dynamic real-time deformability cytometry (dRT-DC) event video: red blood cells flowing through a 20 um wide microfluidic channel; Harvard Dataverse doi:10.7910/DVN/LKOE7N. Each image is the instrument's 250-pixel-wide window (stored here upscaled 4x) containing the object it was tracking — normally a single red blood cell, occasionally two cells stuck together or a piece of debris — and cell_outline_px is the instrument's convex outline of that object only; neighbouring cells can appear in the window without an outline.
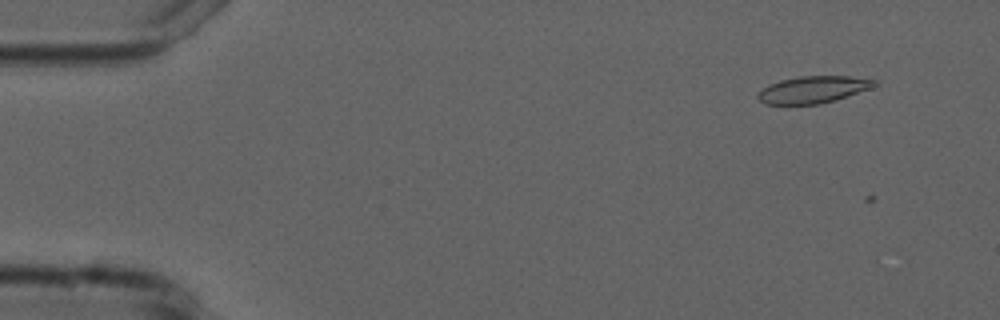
{"species": "common noctule bat (a hibernating species)", "species_latin": "Nyctalus noctula", "temperature_condition": "cold", "stored_images_in_passage": 6, "camera_frame_rate_fps": 3000, "um_per_image_px": 0.085, "animal": {"sex": "male", "forearm_length_mm": 52.5}, "frame": {"image": 1, "passage_image": 2, "time_ms": 1.0, "image_size_px": [1000, 320], "cell_outline_px": [[880, 84], [872, 88], [836, 100], [820, 104], [764, 104], [756, 96], [768, 84], [780, 80], [800, 76], [848, 76], [876, 80]], "centroid_in_image_um": [69.15, 7.61], "position_along_channel_um": 15.8, "area_um2": 18.38}}